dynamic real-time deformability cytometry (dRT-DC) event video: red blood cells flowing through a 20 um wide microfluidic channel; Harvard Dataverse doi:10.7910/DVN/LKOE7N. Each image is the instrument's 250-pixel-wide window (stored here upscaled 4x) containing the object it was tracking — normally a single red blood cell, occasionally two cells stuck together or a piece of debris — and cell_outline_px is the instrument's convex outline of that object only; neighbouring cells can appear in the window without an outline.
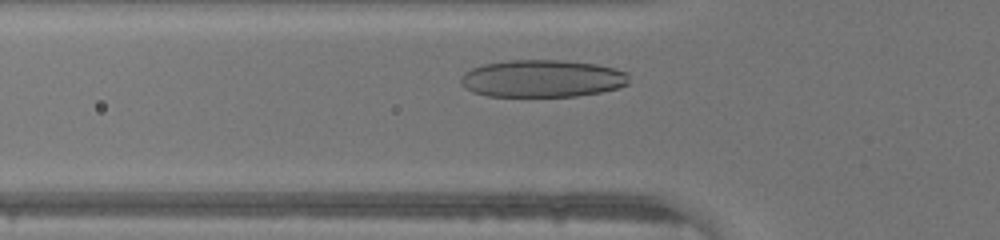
{"species": "human", "species_latin": "Homo sapiens", "temperature_condition": "warm", "stored_images_in_passage": 27, "camera_frame_rate_fps": 3000, "um_per_image_px": 0.085, "donor": {"sex": "male"}, "frame": {"image": 1, "passage_image": 6, "time_ms": 1.667, "image_size_px": [1000, 240], "cell_outline_px": [[628, 84], [616, 88], [600, 92], [576, 96], [488, 96], [472, 92], [464, 88], [460, 84], [460, 76], [464, 72], [472, 68], [484, 64], [508, 60], [564, 60], [596, 64], [616, 68], [628, 72]], "centroid_in_image_um": [46.07, 6.67], "position_along_channel_um": 79.7, "area_um2": 36.88}}
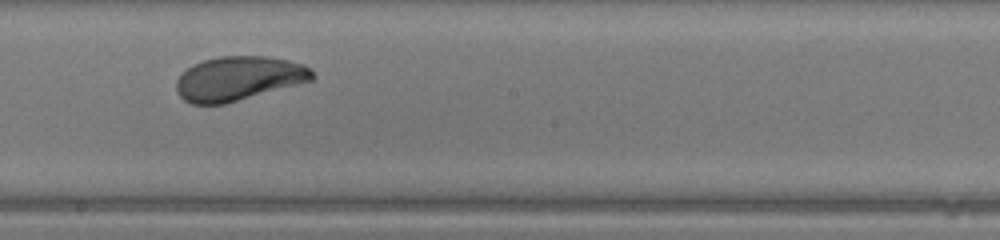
{"frame": {"image": 2, "passage_image": 16, "time_ms": 5.0, "image_size_px": [1000, 240], "cell_outline_px": [[316, 76], [312, 80], [224, 104], [192, 104], [184, 100], [176, 92], [176, 80], [192, 64], [204, 60], [220, 56], [268, 56], [288, 60], [304, 64]], "centroid_in_image_um": [20.26, 6.66], "position_along_channel_um": 227.9, "area_um2": 34.8}}
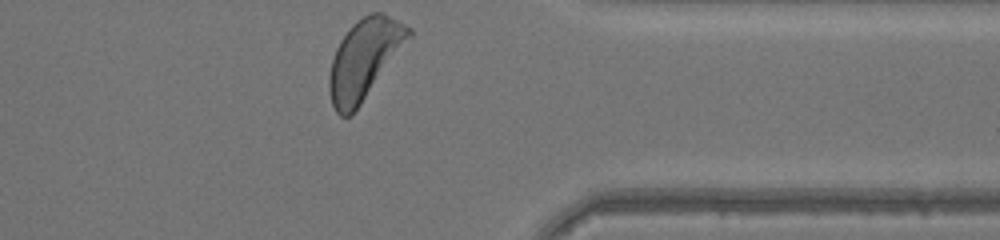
{"frame": {"image": 3, "passage_image": 27, "time_ms": 8.667, "image_size_px": [1000, 240], "cell_outline_px": [[412, 36], [360, 104], [348, 116], [340, 116], [336, 112], [332, 104], [328, 88], [328, 76], [332, 60], [336, 48], [340, 40], [348, 28], [352, 24], [364, 16], [372, 12], [384, 12], [412, 28]], "centroid_in_image_um": [30.96, 4.98], "position_along_channel_um": 380.4, "area_um2": 36.59}}